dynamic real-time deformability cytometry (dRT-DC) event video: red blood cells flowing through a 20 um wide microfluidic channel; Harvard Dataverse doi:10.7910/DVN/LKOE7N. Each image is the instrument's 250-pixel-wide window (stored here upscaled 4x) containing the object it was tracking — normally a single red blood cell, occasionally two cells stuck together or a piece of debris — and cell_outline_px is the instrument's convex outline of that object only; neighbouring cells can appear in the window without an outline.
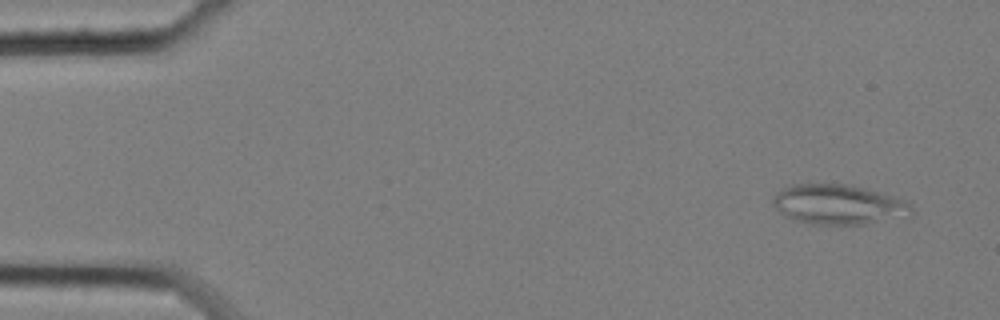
{"species": "common noctule bat (a hibernating species)", "species_latin": "Nyctalus noctula", "temperature_condition": "cold", "stored_images_in_passage": 57, "camera_frame_rate_fps": 3000, "um_per_image_px": 0.085, "animal": {"sex": "female", "body_mass_g": 25.1}, "frame": {"image": 1, "passage_image": 3, "time_ms": 0.667, "image_size_px": [1000, 320], "cell_outline_px": [[912, 220], [864, 224], [808, 224], [784, 216], [772, 204], [772, 196], [784, 188], [792, 184], [852, 184], [904, 200], [912, 204]], "centroid_in_image_um": [71.38, 17.41], "position_along_channel_um": 13.6, "area_um2": 33.0}}
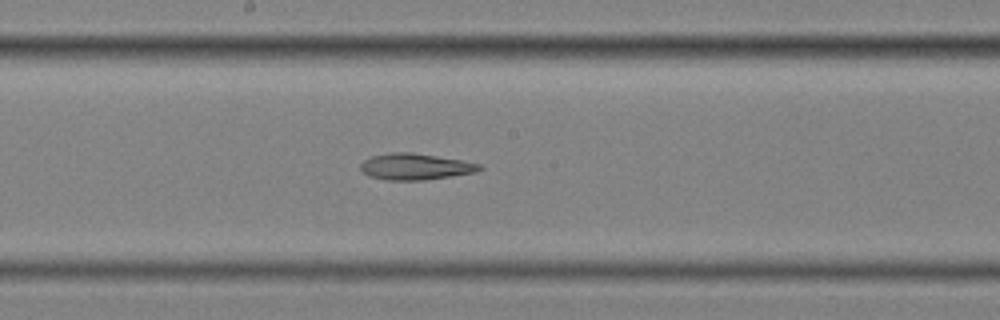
{"frame": {"image": 2, "passage_image": 30, "time_ms": 9.667, "image_size_px": [1000, 320], "cell_outline_px": [[484, 168], [476, 172], [424, 180], [384, 180], [368, 176], [360, 172], [360, 164], [364, 160], [372, 156], [388, 152], [412, 152], [484, 164]], "centroid_in_image_um": [35.27, 14.16], "position_along_channel_um": 212.9, "area_um2": 18.44}}
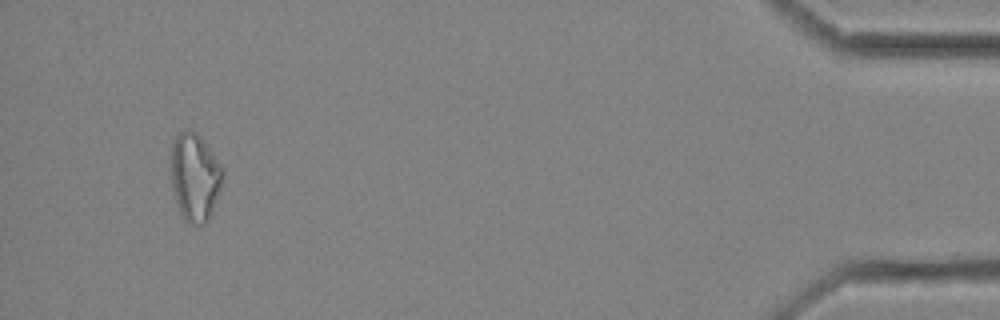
{"frame": {"image": 3, "passage_image": 54, "time_ms": 17.667, "image_size_px": [1000, 320], "cell_outline_px": [[224, 172], [220, 188], [212, 212], [208, 220], [204, 224], [192, 224], [184, 220], [176, 204], [172, 188], [172, 144], [176, 136], [184, 128], [188, 128], [196, 132], [200, 136], [224, 168]], "centroid_in_image_um": [16.57, 15.04], "position_along_channel_um": 418.6, "area_um2": 26.47}, "authors_computed_cell_mechanics": {"area_um2": 22.5998, "velocity_mm_per_s": 3.4756, "shape_relaxation_time_tau1_ms": null, "shape_relaxation_time_tau2_ms": 8.0302, "deformation_change_tau1": null, "deformation_change_tau2": 0.2018}}